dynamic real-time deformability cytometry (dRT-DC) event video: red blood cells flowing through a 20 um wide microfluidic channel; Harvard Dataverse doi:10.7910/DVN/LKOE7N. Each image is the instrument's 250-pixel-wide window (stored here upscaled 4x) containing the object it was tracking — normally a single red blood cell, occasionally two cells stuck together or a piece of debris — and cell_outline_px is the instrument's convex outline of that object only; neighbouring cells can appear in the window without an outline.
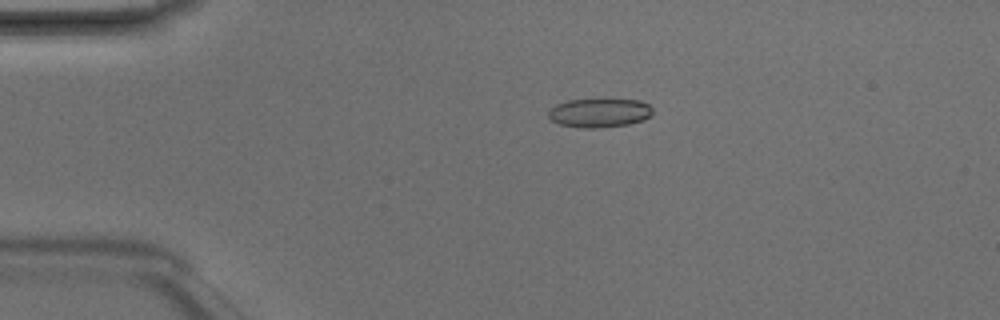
{"species": "Egyptian fruit bat (a non-hibernating species)", "species_latin": "Rousettus aegyptiacus", "temperature_condition": "room temperature", "stored_images_in_passage": 4, "camera_frame_rate_fps": 3000, "um_per_image_px": 0.085, "animal": {"sex": "male"}, "frame": {"image": 1, "passage_image": 3, "time_ms": 0.667, "image_size_px": [1000, 320], "cell_outline_px": [[652, 116], [644, 120], [628, 124], [600, 128], [580, 128], [560, 124], [552, 120], [548, 116], [548, 112], [556, 104], [568, 100], [640, 100], [648, 104], [652, 108]], "centroid_in_image_um": [50.97, 9.6], "position_along_channel_um": 34.0, "area_um2": 17.51}}